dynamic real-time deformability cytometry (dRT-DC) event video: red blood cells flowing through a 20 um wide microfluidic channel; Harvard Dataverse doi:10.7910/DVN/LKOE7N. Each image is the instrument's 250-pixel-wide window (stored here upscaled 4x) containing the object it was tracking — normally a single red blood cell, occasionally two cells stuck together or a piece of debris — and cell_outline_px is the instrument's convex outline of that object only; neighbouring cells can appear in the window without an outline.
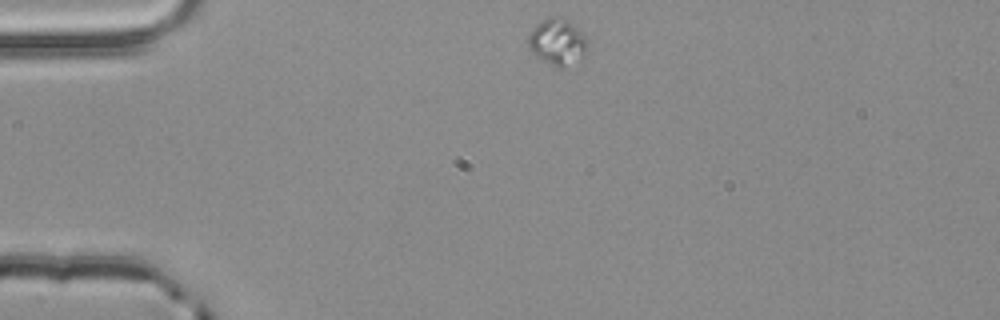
{"species": "common noctule bat (a hibernating species)", "species_latin": "Nyctalus noctula", "temperature_condition": "room temperature", "stored_images_in_passage": 44, "camera_frame_rate_fps": 3000, "um_per_image_px": 0.085, "animal": {"sex": "male", "body_mass_g": 20.4}, "frame": {"image": 1, "passage_image": 1, "time_ms": 0.0, "image_size_px": [1000, 320], "cell_outline_px": [[588, 44], [584, 56], [580, 64], [560, 68], [556, 68], [536, 56], [528, 48], [528, 36], [548, 16], [564, 16], [588, 40]], "centroid_in_image_um": [47.43, 3.62], "position_along_channel_um": 37.6, "area_um2": 16.18}}